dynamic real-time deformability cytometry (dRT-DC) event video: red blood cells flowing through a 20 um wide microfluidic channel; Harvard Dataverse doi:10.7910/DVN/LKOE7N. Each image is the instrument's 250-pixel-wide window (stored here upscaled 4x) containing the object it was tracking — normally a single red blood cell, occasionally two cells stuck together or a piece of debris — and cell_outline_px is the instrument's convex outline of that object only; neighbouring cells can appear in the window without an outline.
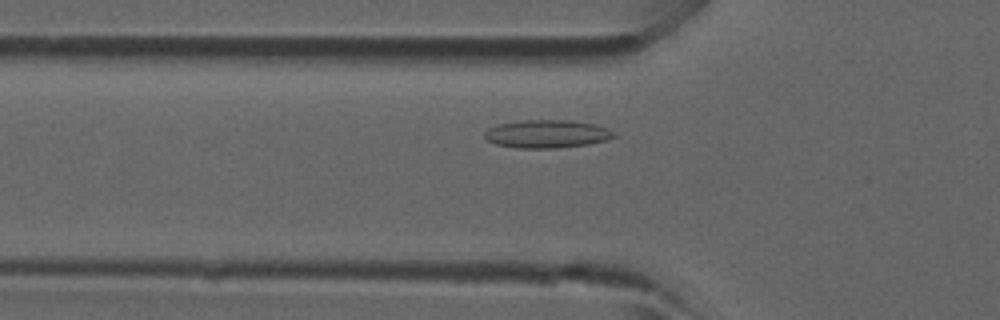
{"species": "common noctule bat (a hibernating species)", "species_latin": "Nyctalus noctula", "temperature_condition": "room temperature", "stored_images_in_passage": 25, "camera_frame_rate_fps": 3000, "um_per_image_px": 0.085, "animal": {"sex": "male", "forearm_length_mm": 52.5}, "frame": {"image": 1, "passage_image": 5, "time_ms": 1.333, "image_size_px": [1000, 320], "cell_outline_px": [[616, 136], [608, 140], [588, 144], [556, 148], [516, 148], [496, 144], [488, 140], [484, 136], [484, 132], [488, 128], [500, 124], [524, 120], [568, 120], [592, 124], [608, 128], [616, 132]], "centroid_in_image_um": [46.51, 11.39], "position_along_channel_um": 79.3, "area_um2": 21.1}}
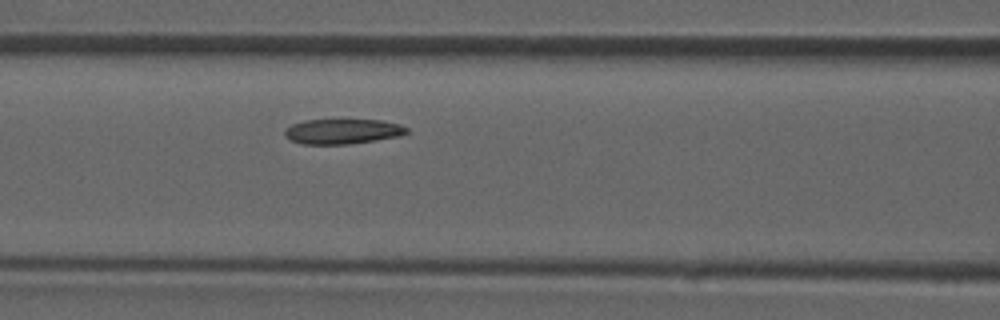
{"frame": {"image": 2, "passage_image": 9, "time_ms": 2.667, "image_size_px": [1000, 320], "cell_outline_px": [[408, 132], [400, 136], [376, 140], [348, 144], [304, 144], [288, 140], [284, 136], [284, 128], [292, 124], [304, 120], [384, 120], [400, 124], [408, 128]], "centroid_in_image_um": [29.09, 11.17], "position_along_channel_um": 137.5, "area_um2": 17.98}}